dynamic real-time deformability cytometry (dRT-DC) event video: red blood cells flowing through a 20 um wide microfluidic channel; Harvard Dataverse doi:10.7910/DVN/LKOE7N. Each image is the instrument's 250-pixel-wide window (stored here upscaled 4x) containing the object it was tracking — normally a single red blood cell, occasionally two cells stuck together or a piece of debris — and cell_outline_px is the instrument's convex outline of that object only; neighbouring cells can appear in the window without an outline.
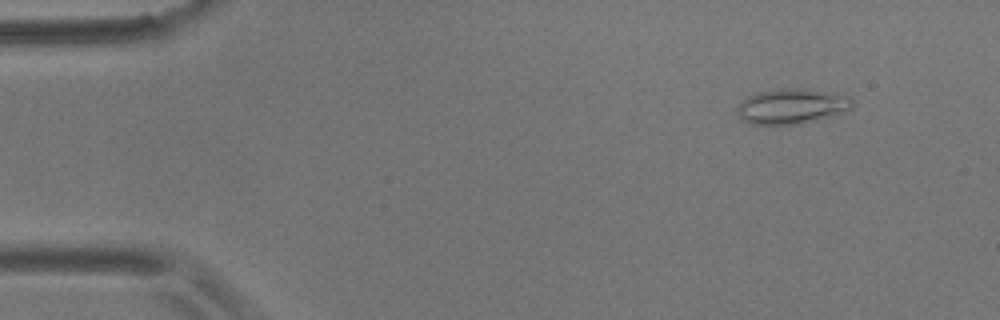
{"species": "common noctule bat (a hibernating species)", "species_latin": "Nyctalus noctula", "temperature_condition": "room temperature", "stored_images_in_passage": 45, "camera_frame_rate_fps": 3000, "um_per_image_px": 0.085, "animal": {"sex": "male", "body_mass_g": 17.9}, "frame": {"image": 1, "passage_image": 1, "time_ms": 0.0, "image_size_px": [1000, 320], "cell_outline_px": [[852, 108], [832, 116], [800, 124], [752, 124], [744, 120], [740, 116], [736, 108], [748, 96], [756, 92], [780, 88], [796, 88], [848, 96], [852, 100]], "centroid_in_image_um": [67.28, 9.04], "position_along_channel_um": 17.7, "area_um2": 23.18}}
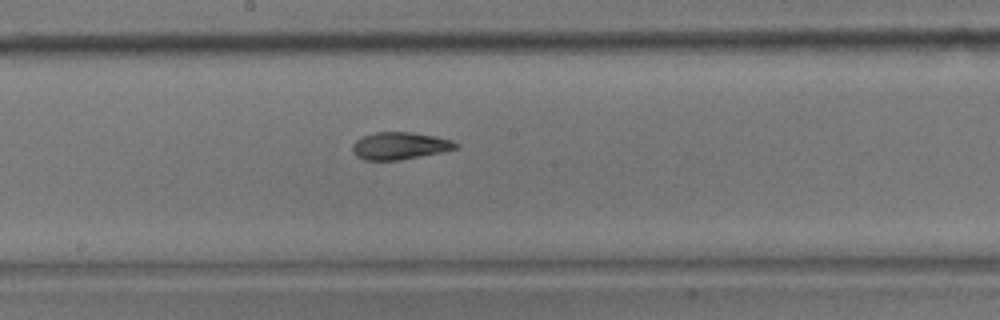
{"frame": {"image": 2, "passage_image": 25, "time_ms": 8.0, "image_size_px": [1000, 320], "cell_outline_px": [[460, 144], [456, 148], [440, 152], [400, 160], [364, 160], [356, 156], [352, 152], [352, 144], [360, 136], [376, 132], [412, 132], [436, 136], [452, 140]], "centroid_in_image_um": [33.94, 12.38], "position_along_channel_um": 214.3, "area_um2": 16.53}}
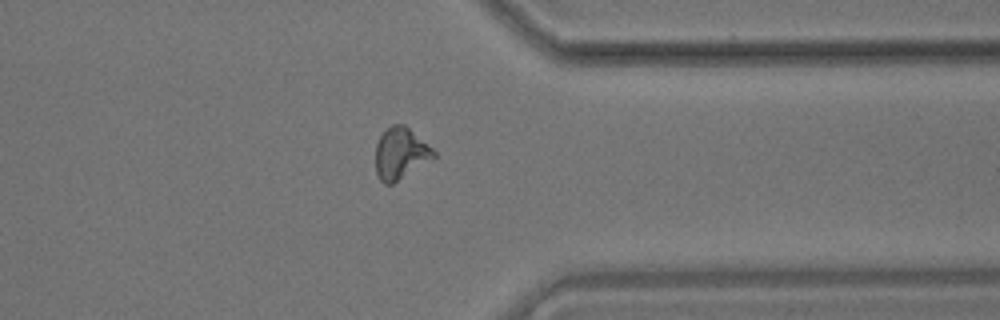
{"frame": {"image": 3, "passage_image": 39, "time_ms": 12.667, "image_size_px": [1000, 320], "cell_outline_px": [[436, 156], [432, 160], [392, 184], [384, 184], [380, 180], [376, 172], [376, 144], [380, 136], [392, 124], [404, 124], [432, 148], [436, 152]], "centroid_in_image_um": [34.05, 13.06], "position_along_channel_um": 377.4, "area_um2": 17.34}}